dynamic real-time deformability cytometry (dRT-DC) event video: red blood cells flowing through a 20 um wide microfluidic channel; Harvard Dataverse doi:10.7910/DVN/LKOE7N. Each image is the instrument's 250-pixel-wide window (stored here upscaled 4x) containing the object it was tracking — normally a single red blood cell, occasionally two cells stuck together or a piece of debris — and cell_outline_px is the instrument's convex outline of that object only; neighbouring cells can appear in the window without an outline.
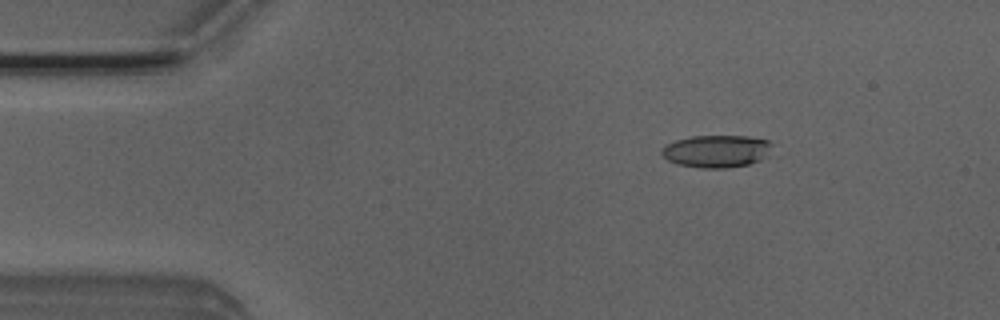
{"species": "Egyptian fruit bat (a non-hibernating species)", "species_latin": "Rousettus aegyptiacus", "temperature_condition": "room temperature", "stored_images_in_passage": 51, "camera_frame_rate_fps": 3000, "um_per_image_px": 0.085, "animal": {"sex": "male"}, "frame": {"image": 1, "passage_image": 7, "time_ms": 2.0, "image_size_px": [1000, 320], "cell_outline_px": [[772, 144], [768, 156], [760, 160], [748, 164], [724, 168], [700, 168], [680, 164], [668, 160], [660, 152], [664, 144], [676, 140], [692, 136], [748, 136], [768, 140]], "centroid_in_image_um": [60.91, 12.84], "position_along_channel_um": 24.1, "area_um2": 20.87}}
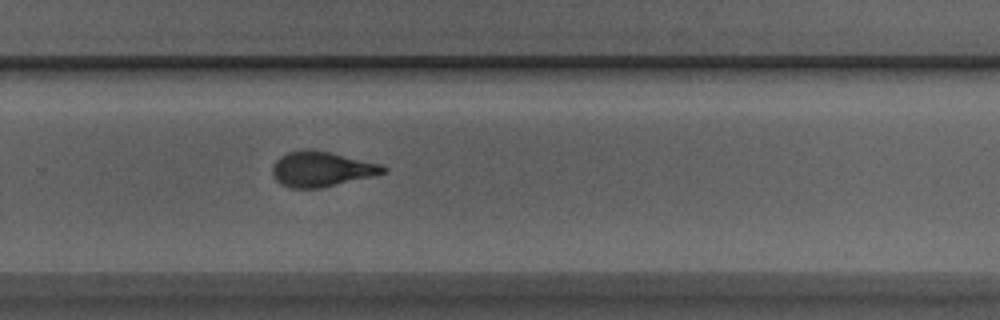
{"frame": {"image": 2, "passage_image": 33, "time_ms": 10.667, "image_size_px": [1000, 320], "cell_outline_px": [[388, 172], [372, 176], [320, 188], [292, 188], [280, 184], [276, 180], [272, 172], [272, 168], [276, 160], [280, 156], [288, 152], [304, 148], [328, 152], [384, 164], [388, 168]], "centroid_in_image_um": [27.34, 14.36], "position_along_channel_um": 302.5, "area_um2": 22.72}}
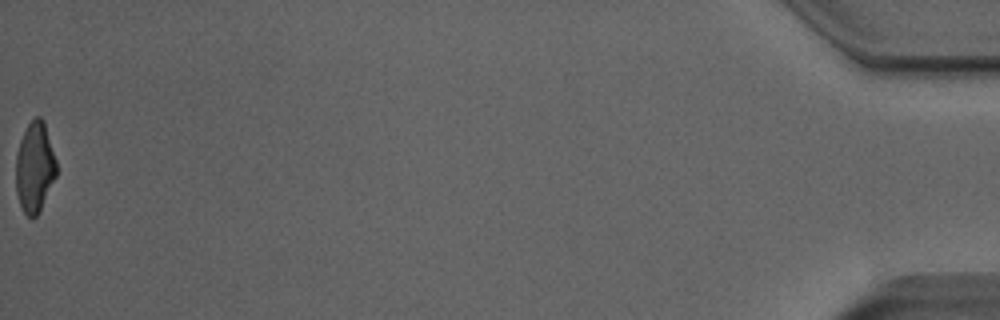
{"frame": {"image": 3, "passage_image": 51, "time_ms": 16.667, "image_size_px": [1000, 320], "cell_outline_px": [[56, 176], [40, 212], [36, 216], [28, 216], [24, 212], [20, 204], [16, 192], [16, 156], [20, 140], [28, 124], [36, 116], [40, 116], [44, 120], [56, 160]], "centroid_in_image_um": [2.96, 14.21], "position_along_channel_um": 432.2, "area_um2": 21.27}, "authors_computed_cell_mechanics": {"area_um2": 22.1374, "velocity_mm_per_s": 3.9778, "shape_relaxation_time_tau1_ms": 5.0557, "shape_relaxation_time_tau2_ms": 1.7453, "deformation_change_tau1": 0.1858, "deformation_change_tau2": 0.1018}}